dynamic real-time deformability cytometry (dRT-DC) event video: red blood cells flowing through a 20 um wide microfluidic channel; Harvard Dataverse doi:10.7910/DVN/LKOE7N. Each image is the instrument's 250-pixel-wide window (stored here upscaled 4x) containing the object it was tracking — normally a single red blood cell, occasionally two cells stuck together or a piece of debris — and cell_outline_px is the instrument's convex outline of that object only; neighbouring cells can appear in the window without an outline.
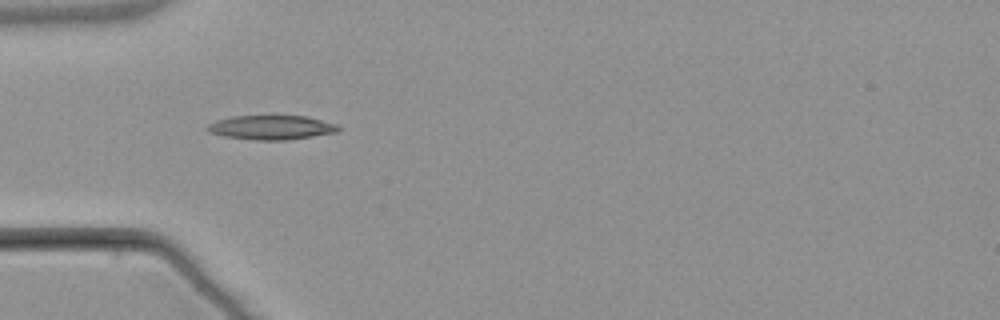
{"species": "common noctule bat (a hibernating species)", "species_latin": "Nyctalus noctula", "temperature_condition": "warm", "stored_images_in_passage": 2, "camera_frame_rate_fps": 3000, "um_per_image_px": 0.085, "animal": {"sex": "male", "body_mass_g": 21.5, "forearm_length_mm": 52.0}, "frame": {"image": 1, "passage_image": 1, "time_ms": 0.0, "image_size_px": [1000, 320], "cell_outline_px": [[340, 132], [284, 140], [260, 140], [224, 136], [208, 132], [204, 128], [208, 124], [216, 120], [232, 116], [304, 116], [336, 124], [340, 128]], "centroid_in_image_um": [23.03, 10.83], "position_along_channel_um": 62.0, "area_um2": 18.38}}
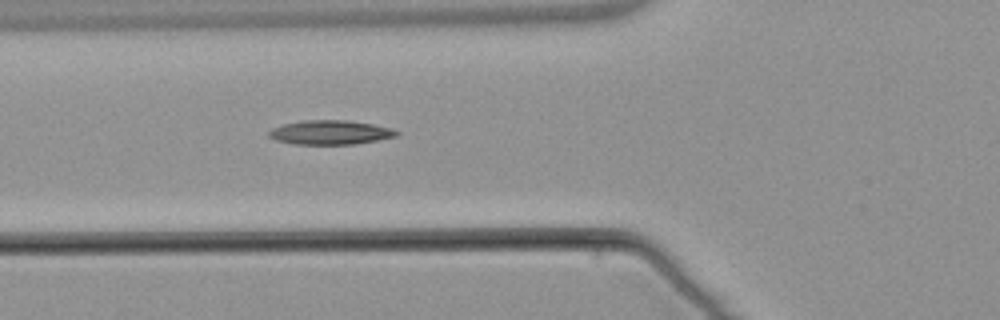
{"frame": {"image": 2, "passage_image": 2, "time_ms": 1.0, "image_size_px": [1000, 320], "cell_outline_px": [[400, 132], [396, 136], [376, 140], [352, 144], [296, 144], [276, 140], [268, 136], [268, 132], [272, 128], [284, 124], [300, 120], [348, 120], [372, 124], [392, 128]], "centroid_in_image_um": [28.06, 11.24], "position_along_channel_um": 97.7, "area_um2": 17.92}}